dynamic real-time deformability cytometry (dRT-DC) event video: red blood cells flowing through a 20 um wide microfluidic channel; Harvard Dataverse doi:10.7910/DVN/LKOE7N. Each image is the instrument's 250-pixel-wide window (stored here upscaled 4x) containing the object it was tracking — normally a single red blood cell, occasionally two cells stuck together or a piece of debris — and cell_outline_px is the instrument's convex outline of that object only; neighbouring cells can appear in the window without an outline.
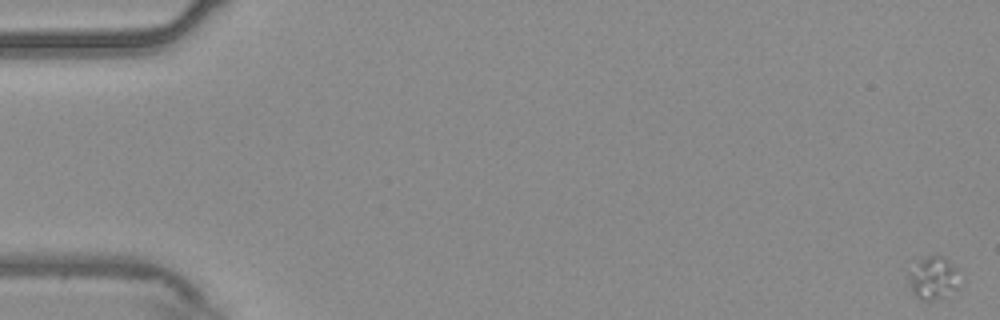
{"species": "common noctule bat (a hibernating species)", "species_latin": "Nyctalus noctula", "temperature_condition": "warm", "stored_images_in_passage": 56, "camera_frame_rate_fps": 3000, "um_per_image_px": 0.085, "animal": {"sex": "male", "body_mass_g": 20.4}, "frame": {"image": 1, "passage_image": 1, "time_ms": 0.0, "image_size_px": [1000, 320], "cell_outline_px": [[964, 284], [960, 288], [940, 296], [928, 300], [920, 300], [912, 292], [904, 268], [916, 260], [928, 256], [940, 256], [956, 268]], "centroid_in_image_um": [79.27, 23.6], "position_along_channel_um": 5.7, "area_um2": 13.24}}
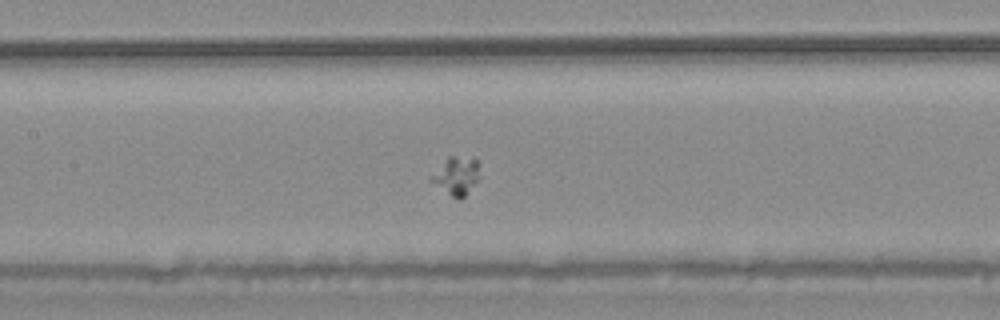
{"frame": {"image": 2, "passage_image": 27, "time_ms": 8.667, "image_size_px": [1000, 320], "cell_outline_px": [[480, 176], [464, 196], [460, 200], [452, 196], [432, 180], [428, 176], [448, 156], [452, 156], [476, 160]], "centroid_in_image_um": [38.77, 14.93], "position_along_channel_um": 168.6, "area_um2": 10.23}}
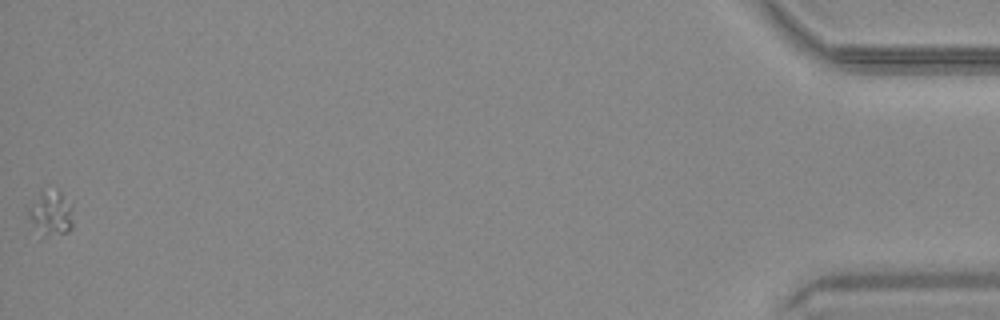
{"frame": {"image": 3, "passage_image": 56, "time_ms": 18.333, "image_size_px": [1000, 320], "cell_outline_px": [[72, 228], [68, 232], [44, 236], [28, 232], [28, 204], [40, 188], [60, 192], [72, 204]], "centroid_in_image_um": [4.21, 18.15], "position_along_channel_um": 431.0, "area_um2": 12.66}}